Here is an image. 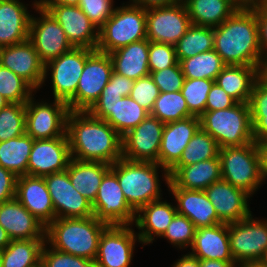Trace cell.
I'll use <instances>...</instances> for the list:
<instances>
[{
  "label": "cell",
  "instance_id": "cell-1",
  "mask_svg": "<svg viewBox=\"0 0 267 267\" xmlns=\"http://www.w3.org/2000/svg\"><path fill=\"white\" fill-rule=\"evenodd\" d=\"M66 134L71 158L112 165L122 158V137L105 120L88 111H70Z\"/></svg>",
  "mask_w": 267,
  "mask_h": 267
},
{
  "label": "cell",
  "instance_id": "cell-2",
  "mask_svg": "<svg viewBox=\"0 0 267 267\" xmlns=\"http://www.w3.org/2000/svg\"><path fill=\"white\" fill-rule=\"evenodd\" d=\"M214 47L226 65L254 66L262 71L265 57L259 43L255 7L241 6L213 28Z\"/></svg>",
  "mask_w": 267,
  "mask_h": 267
},
{
  "label": "cell",
  "instance_id": "cell-3",
  "mask_svg": "<svg viewBox=\"0 0 267 267\" xmlns=\"http://www.w3.org/2000/svg\"><path fill=\"white\" fill-rule=\"evenodd\" d=\"M108 226L95 216L56 218L46 227V242L58 251L95 260L101 234Z\"/></svg>",
  "mask_w": 267,
  "mask_h": 267
},
{
  "label": "cell",
  "instance_id": "cell-4",
  "mask_svg": "<svg viewBox=\"0 0 267 267\" xmlns=\"http://www.w3.org/2000/svg\"><path fill=\"white\" fill-rule=\"evenodd\" d=\"M160 169L163 171L160 177L168 185L169 171L158 163L120 158L111 165L128 204L135 212L150 202L163 198L158 172Z\"/></svg>",
  "mask_w": 267,
  "mask_h": 267
},
{
  "label": "cell",
  "instance_id": "cell-5",
  "mask_svg": "<svg viewBox=\"0 0 267 267\" xmlns=\"http://www.w3.org/2000/svg\"><path fill=\"white\" fill-rule=\"evenodd\" d=\"M199 118L200 128L216 140L219 148L254 142L249 103L205 111Z\"/></svg>",
  "mask_w": 267,
  "mask_h": 267
},
{
  "label": "cell",
  "instance_id": "cell-6",
  "mask_svg": "<svg viewBox=\"0 0 267 267\" xmlns=\"http://www.w3.org/2000/svg\"><path fill=\"white\" fill-rule=\"evenodd\" d=\"M143 39H147L146 9L122 3L99 29L97 50L109 54Z\"/></svg>",
  "mask_w": 267,
  "mask_h": 267
},
{
  "label": "cell",
  "instance_id": "cell-7",
  "mask_svg": "<svg viewBox=\"0 0 267 267\" xmlns=\"http://www.w3.org/2000/svg\"><path fill=\"white\" fill-rule=\"evenodd\" d=\"M222 179L251 196L264 183L260 153L256 142L219 149Z\"/></svg>",
  "mask_w": 267,
  "mask_h": 267
},
{
  "label": "cell",
  "instance_id": "cell-8",
  "mask_svg": "<svg viewBox=\"0 0 267 267\" xmlns=\"http://www.w3.org/2000/svg\"><path fill=\"white\" fill-rule=\"evenodd\" d=\"M113 63L109 54L95 49L86 59L76 94L67 102L70 111H88L110 81Z\"/></svg>",
  "mask_w": 267,
  "mask_h": 267
},
{
  "label": "cell",
  "instance_id": "cell-9",
  "mask_svg": "<svg viewBox=\"0 0 267 267\" xmlns=\"http://www.w3.org/2000/svg\"><path fill=\"white\" fill-rule=\"evenodd\" d=\"M264 219V220H263ZM252 213L238 222L228 223L230 250L234 262H261L267 249V218Z\"/></svg>",
  "mask_w": 267,
  "mask_h": 267
},
{
  "label": "cell",
  "instance_id": "cell-10",
  "mask_svg": "<svg viewBox=\"0 0 267 267\" xmlns=\"http://www.w3.org/2000/svg\"><path fill=\"white\" fill-rule=\"evenodd\" d=\"M70 110L64 101H36L34 95L26 102V134L34 140L67 137V116Z\"/></svg>",
  "mask_w": 267,
  "mask_h": 267
},
{
  "label": "cell",
  "instance_id": "cell-11",
  "mask_svg": "<svg viewBox=\"0 0 267 267\" xmlns=\"http://www.w3.org/2000/svg\"><path fill=\"white\" fill-rule=\"evenodd\" d=\"M93 51L88 48H73L45 64L43 84L50 73L54 99L67 103L76 94L86 59Z\"/></svg>",
  "mask_w": 267,
  "mask_h": 267
},
{
  "label": "cell",
  "instance_id": "cell-12",
  "mask_svg": "<svg viewBox=\"0 0 267 267\" xmlns=\"http://www.w3.org/2000/svg\"><path fill=\"white\" fill-rule=\"evenodd\" d=\"M31 5L40 17L36 18L34 14L31 16L29 40L34 45L40 60L46 64L74 47L63 28L48 10L37 6V0H34Z\"/></svg>",
  "mask_w": 267,
  "mask_h": 267
},
{
  "label": "cell",
  "instance_id": "cell-13",
  "mask_svg": "<svg viewBox=\"0 0 267 267\" xmlns=\"http://www.w3.org/2000/svg\"><path fill=\"white\" fill-rule=\"evenodd\" d=\"M147 39L175 45L192 25L184 3L146 9Z\"/></svg>",
  "mask_w": 267,
  "mask_h": 267
},
{
  "label": "cell",
  "instance_id": "cell-14",
  "mask_svg": "<svg viewBox=\"0 0 267 267\" xmlns=\"http://www.w3.org/2000/svg\"><path fill=\"white\" fill-rule=\"evenodd\" d=\"M92 207L94 216L107 225H133L135 222L136 212L128 204L111 169L104 175Z\"/></svg>",
  "mask_w": 267,
  "mask_h": 267
},
{
  "label": "cell",
  "instance_id": "cell-15",
  "mask_svg": "<svg viewBox=\"0 0 267 267\" xmlns=\"http://www.w3.org/2000/svg\"><path fill=\"white\" fill-rule=\"evenodd\" d=\"M134 225H109L101 234L96 267H130L135 243L141 241Z\"/></svg>",
  "mask_w": 267,
  "mask_h": 267
},
{
  "label": "cell",
  "instance_id": "cell-16",
  "mask_svg": "<svg viewBox=\"0 0 267 267\" xmlns=\"http://www.w3.org/2000/svg\"><path fill=\"white\" fill-rule=\"evenodd\" d=\"M164 126V123L149 114L122 137V158L158 163Z\"/></svg>",
  "mask_w": 267,
  "mask_h": 267
},
{
  "label": "cell",
  "instance_id": "cell-17",
  "mask_svg": "<svg viewBox=\"0 0 267 267\" xmlns=\"http://www.w3.org/2000/svg\"><path fill=\"white\" fill-rule=\"evenodd\" d=\"M56 218H84L94 216L92 203L71 184L67 170L44 177Z\"/></svg>",
  "mask_w": 267,
  "mask_h": 267
},
{
  "label": "cell",
  "instance_id": "cell-18",
  "mask_svg": "<svg viewBox=\"0 0 267 267\" xmlns=\"http://www.w3.org/2000/svg\"><path fill=\"white\" fill-rule=\"evenodd\" d=\"M71 160L68 137L34 140L27 175L45 177L67 169Z\"/></svg>",
  "mask_w": 267,
  "mask_h": 267
},
{
  "label": "cell",
  "instance_id": "cell-19",
  "mask_svg": "<svg viewBox=\"0 0 267 267\" xmlns=\"http://www.w3.org/2000/svg\"><path fill=\"white\" fill-rule=\"evenodd\" d=\"M0 65L24 79L35 91L42 88L45 64L40 60L29 39L11 46L0 47Z\"/></svg>",
  "mask_w": 267,
  "mask_h": 267
},
{
  "label": "cell",
  "instance_id": "cell-20",
  "mask_svg": "<svg viewBox=\"0 0 267 267\" xmlns=\"http://www.w3.org/2000/svg\"><path fill=\"white\" fill-rule=\"evenodd\" d=\"M48 10L63 28L74 48L97 49L99 29L79 6H39Z\"/></svg>",
  "mask_w": 267,
  "mask_h": 267
},
{
  "label": "cell",
  "instance_id": "cell-21",
  "mask_svg": "<svg viewBox=\"0 0 267 267\" xmlns=\"http://www.w3.org/2000/svg\"><path fill=\"white\" fill-rule=\"evenodd\" d=\"M204 191L223 223L238 222L252 213L249 207L252 196L223 179L212 183Z\"/></svg>",
  "mask_w": 267,
  "mask_h": 267
},
{
  "label": "cell",
  "instance_id": "cell-22",
  "mask_svg": "<svg viewBox=\"0 0 267 267\" xmlns=\"http://www.w3.org/2000/svg\"><path fill=\"white\" fill-rule=\"evenodd\" d=\"M199 129L200 118L196 116L165 123L158 164L169 171L179 161L182 152Z\"/></svg>",
  "mask_w": 267,
  "mask_h": 267
},
{
  "label": "cell",
  "instance_id": "cell-23",
  "mask_svg": "<svg viewBox=\"0 0 267 267\" xmlns=\"http://www.w3.org/2000/svg\"><path fill=\"white\" fill-rule=\"evenodd\" d=\"M15 198L46 227L55 219V209L44 177L17 176Z\"/></svg>",
  "mask_w": 267,
  "mask_h": 267
},
{
  "label": "cell",
  "instance_id": "cell-24",
  "mask_svg": "<svg viewBox=\"0 0 267 267\" xmlns=\"http://www.w3.org/2000/svg\"><path fill=\"white\" fill-rule=\"evenodd\" d=\"M0 225L11 240L46 239V226L15 197L0 204Z\"/></svg>",
  "mask_w": 267,
  "mask_h": 267
},
{
  "label": "cell",
  "instance_id": "cell-25",
  "mask_svg": "<svg viewBox=\"0 0 267 267\" xmlns=\"http://www.w3.org/2000/svg\"><path fill=\"white\" fill-rule=\"evenodd\" d=\"M176 201L177 213L186 216L196 229L223 223L204 190L168 188Z\"/></svg>",
  "mask_w": 267,
  "mask_h": 267
},
{
  "label": "cell",
  "instance_id": "cell-26",
  "mask_svg": "<svg viewBox=\"0 0 267 267\" xmlns=\"http://www.w3.org/2000/svg\"><path fill=\"white\" fill-rule=\"evenodd\" d=\"M162 199L152 201L136 212L134 225L139 230L137 235L142 245L153 243L155 237L162 238L177 214L176 206Z\"/></svg>",
  "mask_w": 267,
  "mask_h": 267
},
{
  "label": "cell",
  "instance_id": "cell-27",
  "mask_svg": "<svg viewBox=\"0 0 267 267\" xmlns=\"http://www.w3.org/2000/svg\"><path fill=\"white\" fill-rule=\"evenodd\" d=\"M169 175L168 188L205 190L212 183L222 179L219 155L193 165L173 166L169 170Z\"/></svg>",
  "mask_w": 267,
  "mask_h": 267
},
{
  "label": "cell",
  "instance_id": "cell-28",
  "mask_svg": "<svg viewBox=\"0 0 267 267\" xmlns=\"http://www.w3.org/2000/svg\"><path fill=\"white\" fill-rule=\"evenodd\" d=\"M21 0H0V47L29 39L31 16Z\"/></svg>",
  "mask_w": 267,
  "mask_h": 267
},
{
  "label": "cell",
  "instance_id": "cell-29",
  "mask_svg": "<svg viewBox=\"0 0 267 267\" xmlns=\"http://www.w3.org/2000/svg\"><path fill=\"white\" fill-rule=\"evenodd\" d=\"M188 253L199 260L234 261L228 235V224L198 228Z\"/></svg>",
  "mask_w": 267,
  "mask_h": 267
},
{
  "label": "cell",
  "instance_id": "cell-30",
  "mask_svg": "<svg viewBox=\"0 0 267 267\" xmlns=\"http://www.w3.org/2000/svg\"><path fill=\"white\" fill-rule=\"evenodd\" d=\"M148 52L149 41L143 39L109 53L113 71L134 81L150 75Z\"/></svg>",
  "mask_w": 267,
  "mask_h": 267
},
{
  "label": "cell",
  "instance_id": "cell-31",
  "mask_svg": "<svg viewBox=\"0 0 267 267\" xmlns=\"http://www.w3.org/2000/svg\"><path fill=\"white\" fill-rule=\"evenodd\" d=\"M110 169L107 163L71 158L66 170L73 187L93 204L102 179Z\"/></svg>",
  "mask_w": 267,
  "mask_h": 267
},
{
  "label": "cell",
  "instance_id": "cell-32",
  "mask_svg": "<svg viewBox=\"0 0 267 267\" xmlns=\"http://www.w3.org/2000/svg\"><path fill=\"white\" fill-rule=\"evenodd\" d=\"M191 24L215 28L241 6L235 0H182Z\"/></svg>",
  "mask_w": 267,
  "mask_h": 267
},
{
  "label": "cell",
  "instance_id": "cell-33",
  "mask_svg": "<svg viewBox=\"0 0 267 267\" xmlns=\"http://www.w3.org/2000/svg\"><path fill=\"white\" fill-rule=\"evenodd\" d=\"M260 75L254 66L226 65L215 82L238 103H249L253 84Z\"/></svg>",
  "mask_w": 267,
  "mask_h": 267
},
{
  "label": "cell",
  "instance_id": "cell-34",
  "mask_svg": "<svg viewBox=\"0 0 267 267\" xmlns=\"http://www.w3.org/2000/svg\"><path fill=\"white\" fill-rule=\"evenodd\" d=\"M46 239L11 240L2 250V267H40Z\"/></svg>",
  "mask_w": 267,
  "mask_h": 267
},
{
  "label": "cell",
  "instance_id": "cell-35",
  "mask_svg": "<svg viewBox=\"0 0 267 267\" xmlns=\"http://www.w3.org/2000/svg\"><path fill=\"white\" fill-rule=\"evenodd\" d=\"M34 139L26 133L0 142V166L16 176L27 175L28 160Z\"/></svg>",
  "mask_w": 267,
  "mask_h": 267
},
{
  "label": "cell",
  "instance_id": "cell-36",
  "mask_svg": "<svg viewBox=\"0 0 267 267\" xmlns=\"http://www.w3.org/2000/svg\"><path fill=\"white\" fill-rule=\"evenodd\" d=\"M133 84L134 80L113 71L110 81L88 112L96 118L105 120L111 114L112 107L118 100L124 96H130Z\"/></svg>",
  "mask_w": 267,
  "mask_h": 267
},
{
  "label": "cell",
  "instance_id": "cell-37",
  "mask_svg": "<svg viewBox=\"0 0 267 267\" xmlns=\"http://www.w3.org/2000/svg\"><path fill=\"white\" fill-rule=\"evenodd\" d=\"M150 113L130 96H124L112 107L105 119L123 137L139 125Z\"/></svg>",
  "mask_w": 267,
  "mask_h": 267
},
{
  "label": "cell",
  "instance_id": "cell-38",
  "mask_svg": "<svg viewBox=\"0 0 267 267\" xmlns=\"http://www.w3.org/2000/svg\"><path fill=\"white\" fill-rule=\"evenodd\" d=\"M249 107L254 142L267 143V79L262 75L253 84Z\"/></svg>",
  "mask_w": 267,
  "mask_h": 267
},
{
  "label": "cell",
  "instance_id": "cell-39",
  "mask_svg": "<svg viewBox=\"0 0 267 267\" xmlns=\"http://www.w3.org/2000/svg\"><path fill=\"white\" fill-rule=\"evenodd\" d=\"M179 63L185 78L210 79L214 81L226 66L214 49L183 59Z\"/></svg>",
  "mask_w": 267,
  "mask_h": 267
},
{
  "label": "cell",
  "instance_id": "cell-40",
  "mask_svg": "<svg viewBox=\"0 0 267 267\" xmlns=\"http://www.w3.org/2000/svg\"><path fill=\"white\" fill-rule=\"evenodd\" d=\"M213 28L191 25L184 36L175 44L177 61L187 59L196 54L213 50Z\"/></svg>",
  "mask_w": 267,
  "mask_h": 267
},
{
  "label": "cell",
  "instance_id": "cell-41",
  "mask_svg": "<svg viewBox=\"0 0 267 267\" xmlns=\"http://www.w3.org/2000/svg\"><path fill=\"white\" fill-rule=\"evenodd\" d=\"M219 149L216 140L200 128L174 166L193 165L200 161L216 158L219 155Z\"/></svg>",
  "mask_w": 267,
  "mask_h": 267
},
{
  "label": "cell",
  "instance_id": "cell-42",
  "mask_svg": "<svg viewBox=\"0 0 267 267\" xmlns=\"http://www.w3.org/2000/svg\"><path fill=\"white\" fill-rule=\"evenodd\" d=\"M150 115L164 124L192 117L181 91L160 93Z\"/></svg>",
  "mask_w": 267,
  "mask_h": 267
},
{
  "label": "cell",
  "instance_id": "cell-43",
  "mask_svg": "<svg viewBox=\"0 0 267 267\" xmlns=\"http://www.w3.org/2000/svg\"><path fill=\"white\" fill-rule=\"evenodd\" d=\"M26 103H9L0 109V142L26 133Z\"/></svg>",
  "mask_w": 267,
  "mask_h": 267
},
{
  "label": "cell",
  "instance_id": "cell-44",
  "mask_svg": "<svg viewBox=\"0 0 267 267\" xmlns=\"http://www.w3.org/2000/svg\"><path fill=\"white\" fill-rule=\"evenodd\" d=\"M35 93L24 79L0 65V94L10 103H26Z\"/></svg>",
  "mask_w": 267,
  "mask_h": 267
},
{
  "label": "cell",
  "instance_id": "cell-45",
  "mask_svg": "<svg viewBox=\"0 0 267 267\" xmlns=\"http://www.w3.org/2000/svg\"><path fill=\"white\" fill-rule=\"evenodd\" d=\"M214 82L210 79L185 78L181 92L192 116L200 117L205 112L207 96Z\"/></svg>",
  "mask_w": 267,
  "mask_h": 267
},
{
  "label": "cell",
  "instance_id": "cell-46",
  "mask_svg": "<svg viewBox=\"0 0 267 267\" xmlns=\"http://www.w3.org/2000/svg\"><path fill=\"white\" fill-rule=\"evenodd\" d=\"M196 227L186 216L176 214L172 222L169 224L163 238H166L173 247L180 250L192 246Z\"/></svg>",
  "mask_w": 267,
  "mask_h": 267
},
{
  "label": "cell",
  "instance_id": "cell-47",
  "mask_svg": "<svg viewBox=\"0 0 267 267\" xmlns=\"http://www.w3.org/2000/svg\"><path fill=\"white\" fill-rule=\"evenodd\" d=\"M40 267H96L95 261L53 249L47 242L41 252Z\"/></svg>",
  "mask_w": 267,
  "mask_h": 267
},
{
  "label": "cell",
  "instance_id": "cell-48",
  "mask_svg": "<svg viewBox=\"0 0 267 267\" xmlns=\"http://www.w3.org/2000/svg\"><path fill=\"white\" fill-rule=\"evenodd\" d=\"M175 45L149 42L148 66L149 72L163 70L177 63Z\"/></svg>",
  "mask_w": 267,
  "mask_h": 267
},
{
  "label": "cell",
  "instance_id": "cell-49",
  "mask_svg": "<svg viewBox=\"0 0 267 267\" xmlns=\"http://www.w3.org/2000/svg\"><path fill=\"white\" fill-rule=\"evenodd\" d=\"M160 91L150 75L134 81L130 97L151 113Z\"/></svg>",
  "mask_w": 267,
  "mask_h": 267
},
{
  "label": "cell",
  "instance_id": "cell-50",
  "mask_svg": "<svg viewBox=\"0 0 267 267\" xmlns=\"http://www.w3.org/2000/svg\"><path fill=\"white\" fill-rule=\"evenodd\" d=\"M150 76L158 86L160 93L181 91L185 80L179 62L163 70L150 72Z\"/></svg>",
  "mask_w": 267,
  "mask_h": 267
},
{
  "label": "cell",
  "instance_id": "cell-51",
  "mask_svg": "<svg viewBox=\"0 0 267 267\" xmlns=\"http://www.w3.org/2000/svg\"><path fill=\"white\" fill-rule=\"evenodd\" d=\"M113 0H79L78 6L90 21L100 29L111 17L115 6Z\"/></svg>",
  "mask_w": 267,
  "mask_h": 267
},
{
  "label": "cell",
  "instance_id": "cell-52",
  "mask_svg": "<svg viewBox=\"0 0 267 267\" xmlns=\"http://www.w3.org/2000/svg\"><path fill=\"white\" fill-rule=\"evenodd\" d=\"M238 102L228 95L216 82L213 83L206 101L205 111L226 109L236 105Z\"/></svg>",
  "mask_w": 267,
  "mask_h": 267
},
{
  "label": "cell",
  "instance_id": "cell-53",
  "mask_svg": "<svg viewBox=\"0 0 267 267\" xmlns=\"http://www.w3.org/2000/svg\"><path fill=\"white\" fill-rule=\"evenodd\" d=\"M17 176L0 166V204L16 196Z\"/></svg>",
  "mask_w": 267,
  "mask_h": 267
},
{
  "label": "cell",
  "instance_id": "cell-54",
  "mask_svg": "<svg viewBox=\"0 0 267 267\" xmlns=\"http://www.w3.org/2000/svg\"><path fill=\"white\" fill-rule=\"evenodd\" d=\"M258 21L259 43L262 55L267 57V9L265 7H255Z\"/></svg>",
  "mask_w": 267,
  "mask_h": 267
},
{
  "label": "cell",
  "instance_id": "cell-55",
  "mask_svg": "<svg viewBox=\"0 0 267 267\" xmlns=\"http://www.w3.org/2000/svg\"><path fill=\"white\" fill-rule=\"evenodd\" d=\"M182 0H130L127 3H131L142 8L161 7L167 5H173L181 2Z\"/></svg>",
  "mask_w": 267,
  "mask_h": 267
},
{
  "label": "cell",
  "instance_id": "cell-56",
  "mask_svg": "<svg viewBox=\"0 0 267 267\" xmlns=\"http://www.w3.org/2000/svg\"><path fill=\"white\" fill-rule=\"evenodd\" d=\"M171 267H200V260L187 252L175 261Z\"/></svg>",
  "mask_w": 267,
  "mask_h": 267
},
{
  "label": "cell",
  "instance_id": "cell-57",
  "mask_svg": "<svg viewBox=\"0 0 267 267\" xmlns=\"http://www.w3.org/2000/svg\"><path fill=\"white\" fill-rule=\"evenodd\" d=\"M260 160H261V173L263 181L267 179V143H257Z\"/></svg>",
  "mask_w": 267,
  "mask_h": 267
},
{
  "label": "cell",
  "instance_id": "cell-58",
  "mask_svg": "<svg viewBox=\"0 0 267 267\" xmlns=\"http://www.w3.org/2000/svg\"><path fill=\"white\" fill-rule=\"evenodd\" d=\"M79 0H37V6H78Z\"/></svg>",
  "mask_w": 267,
  "mask_h": 267
},
{
  "label": "cell",
  "instance_id": "cell-59",
  "mask_svg": "<svg viewBox=\"0 0 267 267\" xmlns=\"http://www.w3.org/2000/svg\"><path fill=\"white\" fill-rule=\"evenodd\" d=\"M200 267H237L234 261L200 260Z\"/></svg>",
  "mask_w": 267,
  "mask_h": 267
},
{
  "label": "cell",
  "instance_id": "cell-60",
  "mask_svg": "<svg viewBox=\"0 0 267 267\" xmlns=\"http://www.w3.org/2000/svg\"><path fill=\"white\" fill-rule=\"evenodd\" d=\"M11 239L9 238L7 232L0 225V250L5 249L10 244Z\"/></svg>",
  "mask_w": 267,
  "mask_h": 267
},
{
  "label": "cell",
  "instance_id": "cell-61",
  "mask_svg": "<svg viewBox=\"0 0 267 267\" xmlns=\"http://www.w3.org/2000/svg\"><path fill=\"white\" fill-rule=\"evenodd\" d=\"M238 267H267L262 262H247L237 265Z\"/></svg>",
  "mask_w": 267,
  "mask_h": 267
},
{
  "label": "cell",
  "instance_id": "cell-62",
  "mask_svg": "<svg viewBox=\"0 0 267 267\" xmlns=\"http://www.w3.org/2000/svg\"><path fill=\"white\" fill-rule=\"evenodd\" d=\"M240 6L255 7V0H235Z\"/></svg>",
  "mask_w": 267,
  "mask_h": 267
},
{
  "label": "cell",
  "instance_id": "cell-63",
  "mask_svg": "<svg viewBox=\"0 0 267 267\" xmlns=\"http://www.w3.org/2000/svg\"><path fill=\"white\" fill-rule=\"evenodd\" d=\"M261 75L267 79V57L265 58L264 65L261 71Z\"/></svg>",
  "mask_w": 267,
  "mask_h": 267
},
{
  "label": "cell",
  "instance_id": "cell-64",
  "mask_svg": "<svg viewBox=\"0 0 267 267\" xmlns=\"http://www.w3.org/2000/svg\"><path fill=\"white\" fill-rule=\"evenodd\" d=\"M10 102L5 98L3 97L1 94H0V109H2L3 107H5L7 104H9Z\"/></svg>",
  "mask_w": 267,
  "mask_h": 267
},
{
  "label": "cell",
  "instance_id": "cell-65",
  "mask_svg": "<svg viewBox=\"0 0 267 267\" xmlns=\"http://www.w3.org/2000/svg\"><path fill=\"white\" fill-rule=\"evenodd\" d=\"M267 0H255V7H265Z\"/></svg>",
  "mask_w": 267,
  "mask_h": 267
},
{
  "label": "cell",
  "instance_id": "cell-66",
  "mask_svg": "<svg viewBox=\"0 0 267 267\" xmlns=\"http://www.w3.org/2000/svg\"><path fill=\"white\" fill-rule=\"evenodd\" d=\"M264 265L267 266V249H266V252H265V255L264 257L262 258V261H261Z\"/></svg>",
  "mask_w": 267,
  "mask_h": 267
},
{
  "label": "cell",
  "instance_id": "cell-67",
  "mask_svg": "<svg viewBox=\"0 0 267 267\" xmlns=\"http://www.w3.org/2000/svg\"><path fill=\"white\" fill-rule=\"evenodd\" d=\"M2 250H0V267H2Z\"/></svg>",
  "mask_w": 267,
  "mask_h": 267
}]
</instances>
